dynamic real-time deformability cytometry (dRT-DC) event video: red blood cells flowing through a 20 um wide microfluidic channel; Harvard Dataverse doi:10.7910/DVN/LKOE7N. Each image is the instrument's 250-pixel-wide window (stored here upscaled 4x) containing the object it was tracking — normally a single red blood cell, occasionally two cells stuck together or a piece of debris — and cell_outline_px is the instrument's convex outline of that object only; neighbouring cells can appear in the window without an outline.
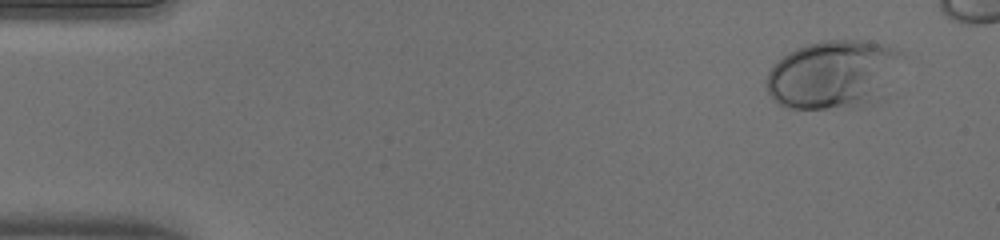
{"species": "human", "species_latin": "Homo sapiens", "temperature_condition": "warm", "stored_images_in_passage": 44, "camera_frame_rate_fps": 3000, "um_per_image_px": 0.085, "donor": {"sex": "male"}, "frame": {"image": 1, "passage_image": 1, "time_ms": 0.0, "image_size_px": [1000, 240], "cell_outline_px": [[904, 56], [884, 96], [880, 100], [872, 104], [856, 108], [784, 108], [772, 100], [768, 92], [764, 80], [768, 72], [788, 52], [796, 48], [808, 44], [824, 40], [864, 40], [880, 44], [892, 48], [900, 52]], "centroid_in_image_um": [70.83, 6.36], "position_along_channel_um": 14.2, "area_um2": 54.68}}
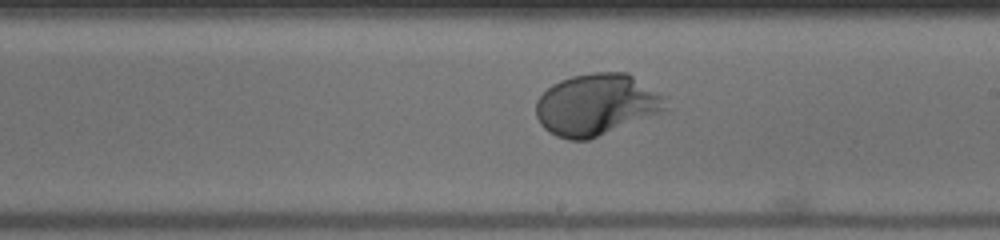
{"frame": {"image": 2, "passage_image": 27, "time_ms": 8.667, "image_size_px": [1000, 240], "cell_outline_px": [[668, 108], [660, 112], [588, 140], [568, 140], [556, 136], [548, 132], [540, 124], [536, 116], [536, 100], [552, 84], [560, 80], [572, 76], [592, 72], [628, 72], [664, 96]], "centroid_in_image_um": [50.66, 8.89], "position_along_channel_um": 238.3, "area_um2": 46.36}}
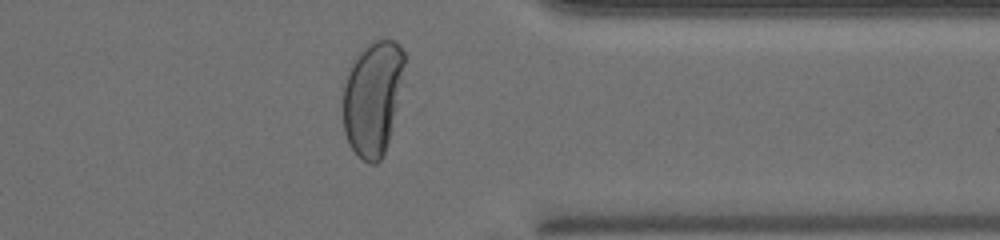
{"frame": {"image": 3, "passage_image": 38, "time_ms": 12.333, "image_size_px": [1000, 240], "cell_outline_px": [[404, 64], [396, 108], [388, 140], [384, 152], [380, 160], [376, 164], [368, 164], [348, 144], [344, 132], [344, 84], [348, 68], [352, 60], [368, 44], [376, 40], [396, 40], [400, 44], [404, 52]], "centroid_in_image_um": [31.66, 8.3], "position_along_channel_um": 379.7, "area_um2": 40.4}, "authors_computed_cell_mechanics": {"area_um2": 44.1014, "velocity_mm_per_s": 4.0243, "shape_relaxation_time_tau1_ms": 2.7082, "shape_relaxation_time_tau2_ms": null, "deformation_change_tau1": 0.2203, "deformation_change_tau2": null}}